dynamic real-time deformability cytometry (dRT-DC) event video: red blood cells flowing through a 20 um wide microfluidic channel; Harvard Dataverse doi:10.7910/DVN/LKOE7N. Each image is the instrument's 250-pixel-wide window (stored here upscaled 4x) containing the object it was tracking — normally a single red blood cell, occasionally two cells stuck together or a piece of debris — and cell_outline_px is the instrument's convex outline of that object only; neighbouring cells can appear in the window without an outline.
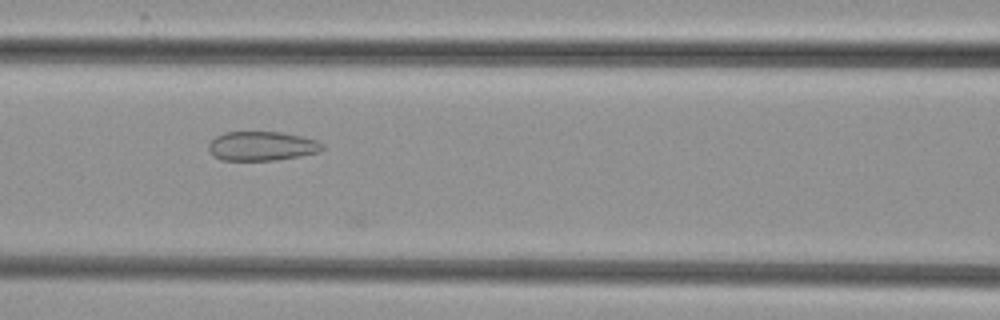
{"species": "common noctule bat (a hibernating species)", "species_latin": "Nyctalus noctula", "temperature_condition": "cold", "stored_images_in_passage": 6, "camera_frame_rate_fps": 3000, "um_per_image_px": 0.085, "animal": {"sex": "female", "body_mass_g": 29.2, "forearm_length_mm": 56.3}, "frame": {"image": 1, "passage_image": 4, "time_ms": 3.333, "image_size_px": [1000, 320], "cell_outline_px": [[324, 148], [320, 152], [300, 156], [276, 160], [220, 160], [212, 156], [208, 152], [208, 144], [216, 136], [224, 132], [280, 132], [300, 136], [316, 140], [324, 144]], "centroid_in_image_um": [22.23, 12.42], "position_along_channel_um": 144.4, "area_um2": 19.54}}
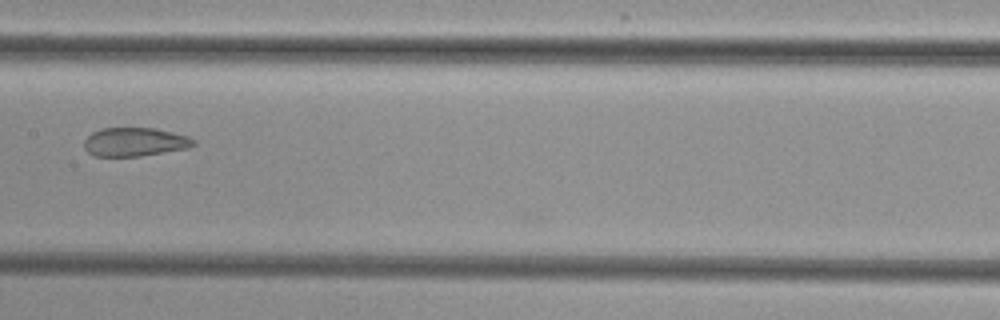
{"frame": {"image": 2, "passage_image": 5, "time_ms": 4.667, "image_size_px": [1000, 320], "cell_outline_px": [[196, 144], [188, 148], [140, 156], [92, 156], [84, 148], [84, 140], [92, 132], [100, 128], [156, 128], [188, 136], [196, 140]], "centroid_in_image_um": [11.45, 12.06], "position_along_channel_um": 196.0, "area_um2": 18.38}}
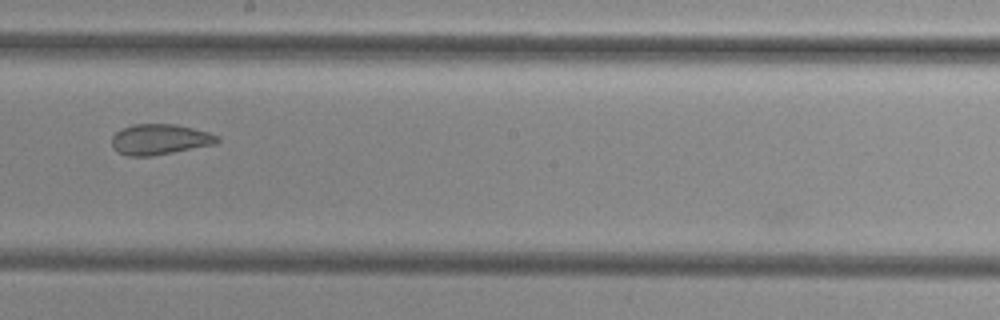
{"frame": {"image": 3, "passage_image": 6, "time_ms": 5.667, "image_size_px": [1000, 320], "cell_outline_px": [[220, 140], [216, 144], [152, 156], [128, 156], [116, 152], [112, 148], [112, 136], [116, 132], [132, 124], [176, 124], [208, 132], [220, 136]], "centroid_in_image_um": [13.58, 11.85], "position_along_channel_um": 234.6, "area_um2": 18.9}}